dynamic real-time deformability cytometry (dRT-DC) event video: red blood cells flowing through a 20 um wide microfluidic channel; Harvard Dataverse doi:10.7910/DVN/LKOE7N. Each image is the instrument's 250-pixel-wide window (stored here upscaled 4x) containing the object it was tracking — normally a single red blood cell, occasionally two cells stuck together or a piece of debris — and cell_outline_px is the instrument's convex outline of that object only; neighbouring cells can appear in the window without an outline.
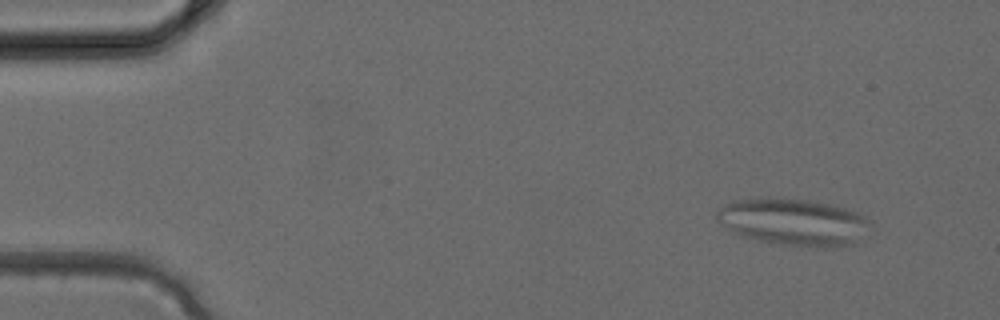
{"species": "common noctule bat (a hibernating species)", "species_latin": "Nyctalus noctula", "temperature_condition": "cold", "stored_images_in_passage": 4, "camera_frame_rate_fps": 3000, "um_per_image_px": 0.085, "animal": {"sex": "female", "body_mass_g": 24.6, "forearm_length_mm": 56.2}, "frame": {"image": 1, "passage_image": 2, "time_ms": 0.333, "image_size_px": [1000, 320], "cell_outline_px": [[872, 224], [856, 244], [832, 248], [816, 248], [772, 244], [740, 236], [716, 220], [716, 212], [724, 204], [732, 200], [768, 196], [808, 200], [828, 204], [844, 208], [856, 212], [872, 220]], "centroid_in_image_um": [67.44, 18.88], "position_along_channel_um": 17.6, "area_um2": 43.0}}
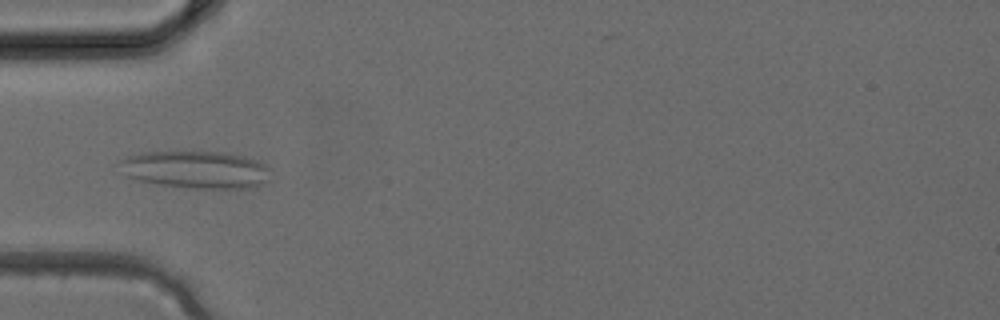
{"frame": {"image": 2, "passage_image": 4, "time_ms": 1.0, "image_size_px": [1000, 320], "cell_outline_px": [[272, 168], [268, 180], [252, 188], [192, 188], [156, 184], [136, 180], [124, 176], [120, 160], [128, 156], [140, 152], [224, 152], [244, 156], [260, 160], [268, 164]], "centroid_in_image_um": [16.7, 14.42], "position_along_channel_um": 68.3, "area_um2": 33.35}}